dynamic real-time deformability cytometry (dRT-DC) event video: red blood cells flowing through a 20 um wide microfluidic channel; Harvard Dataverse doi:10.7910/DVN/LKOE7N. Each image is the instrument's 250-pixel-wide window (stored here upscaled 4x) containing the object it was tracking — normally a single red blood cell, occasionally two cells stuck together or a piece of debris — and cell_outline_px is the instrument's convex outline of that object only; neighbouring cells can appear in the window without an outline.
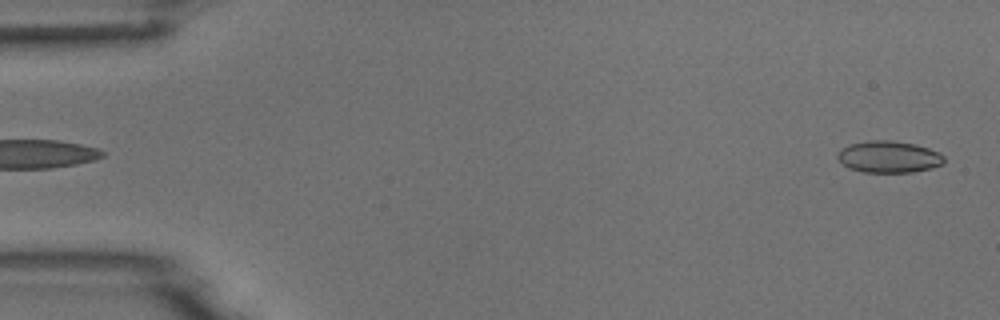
{"species": "common noctule bat (a hibernating species)", "species_latin": "Nyctalus noctula", "temperature_condition": "room temperature", "stored_images_in_passage": 4, "segment_of_instrument_passage": [2, 2], "camera_frame_rate_fps": 3000, "um_per_image_px": 0.085, "animal": {"sex": "male", "body_mass_g": 18.8}, "frame": {"image": 1, "passage_image": 4, "time_ms": 4.333, "image_size_px": [1000, 320], "cell_outline_px": [[944, 164], [932, 168], [912, 172], [864, 172], [848, 168], [836, 156], [840, 148], [848, 144], [868, 140], [892, 140], [912, 144], [928, 148], [940, 152], [944, 156]], "centroid_in_image_um": [75.54, 13.32], "position_along_channel_um": 9.5, "area_um2": 19.83}}